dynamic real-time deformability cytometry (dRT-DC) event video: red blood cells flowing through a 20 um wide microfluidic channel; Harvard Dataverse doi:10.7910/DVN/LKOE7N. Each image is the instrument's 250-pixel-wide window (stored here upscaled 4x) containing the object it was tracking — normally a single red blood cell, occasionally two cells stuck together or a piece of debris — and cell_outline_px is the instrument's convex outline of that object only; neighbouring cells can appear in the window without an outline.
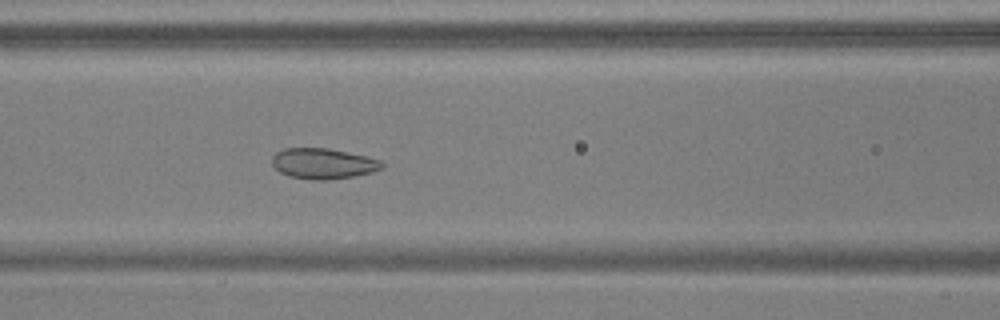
{"species": "common noctule bat (a hibernating species)", "species_latin": "Nyctalus noctula", "temperature_condition": "warm", "stored_images_in_passage": 54, "camera_frame_rate_fps": 3000, "um_per_image_px": 0.085, "animal": {"sex": "male", "body_mass_g": 17.9, "forearm_length_mm": 54.2}, "frame": {"image": 1, "passage_image": 23, "time_ms": 7.333, "image_size_px": [1000, 320], "cell_outline_px": [[384, 168], [372, 172], [352, 176], [328, 180], [312, 180], [288, 176], [280, 172], [272, 164], [272, 156], [276, 152], [284, 148], [328, 148], [348, 152], [380, 160], [384, 164]], "centroid_in_image_um": [27.45, 13.9], "position_along_channel_um": 139.1, "area_um2": 19.59}}
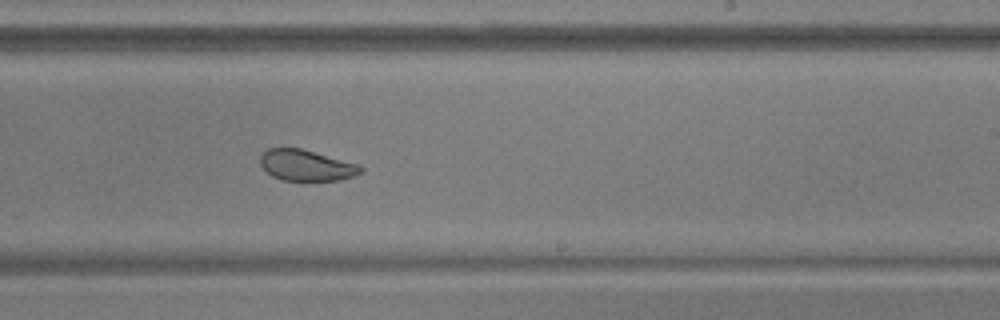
{"frame": {"image": 2, "passage_image": 33, "time_ms": 10.667, "image_size_px": [1000, 320], "cell_outline_px": [[364, 172], [340, 180], [280, 180], [272, 176], [260, 164], [260, 156], [268, 148], [300, 148], [356, 164], [364, 168]], "centroid_in_image_um": [26.02, 14.06], "position_along_channel_um": 263.0, "area_um2": 17.86}}
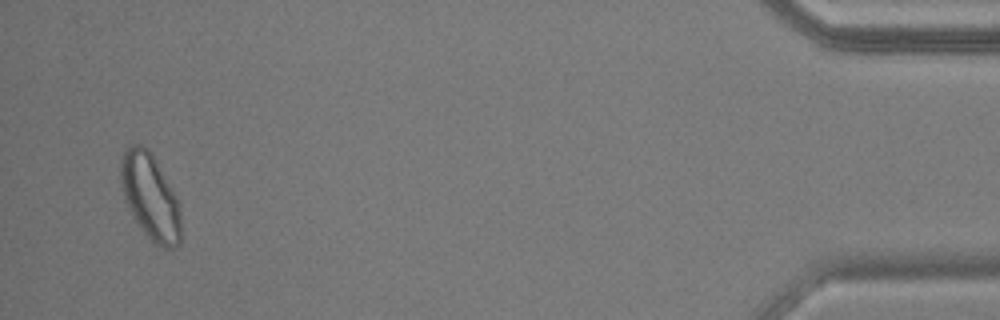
{"frame": {"image": 3, "passage_image": 52, "time_ms": 17.0, "image_size_px": [1000, 320], "cell_outline_px": [[180, 244], [176, 248], [164, 248], [156, 244], [144, 232], [136, 220], [124, 196], [120, 176], [120, 164], [124, 148], [132, 144], [140, 144], [148, 148], [176, 196], [180, 204]], "centroid_in_image_um": [12.78, 16.7], "position_along_channel_um": 422.4, "area_um2": 29.65}, "authors_computed_cell_mechanics": {"area_um2": 23.698, "velocity_mm_per_s": 3.7292, "shape_relaxation_time_tau1_ms": 4.9874, "shape_relaxation_time_tau2_ms": 1.3111, "deformation_change_tau1": 0.1027, "deformation_change_tau2": 0.0625}}